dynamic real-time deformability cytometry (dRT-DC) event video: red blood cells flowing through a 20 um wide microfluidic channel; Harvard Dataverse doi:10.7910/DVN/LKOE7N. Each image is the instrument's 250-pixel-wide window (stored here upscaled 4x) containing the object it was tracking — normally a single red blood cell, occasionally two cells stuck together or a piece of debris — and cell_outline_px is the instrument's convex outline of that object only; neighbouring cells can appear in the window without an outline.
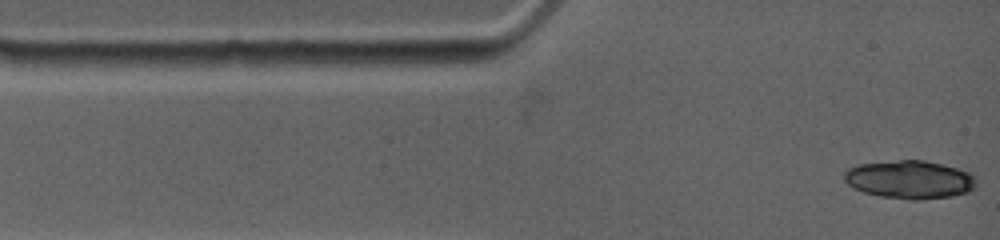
{"species": "common noctule bat (a hibernating species)", "species_latin": "Nyctalus noctula", "temperature_condition": "warm", "stored_images_in_passage": 10, "camera_frame_rate_fps": 4500, "um_per_image_px": 0.085, "animal": {"sex": "female", "body_mass_g": 19.0, "forearm_length_mm": 53.3}, "frame": {"image": 1, "passage_image": 1, "time_ms": 0.0, "image_size_px": [1000, 240], "cell_outline_px": [[976, 188], [968, 192], [952, 196], [916, 200], [908, 200], [880, 196], [864, 192], [848, 184], [844, 180], [844, 172], [848, 168], [860, 164], [900, 160], [924, 160], [956, 168], [968, 172], [976, 176]], "centroid_in_image_um": [77.35, 15.27], "position_along_channel_um": 7.7, "area_um2": 29.36}}